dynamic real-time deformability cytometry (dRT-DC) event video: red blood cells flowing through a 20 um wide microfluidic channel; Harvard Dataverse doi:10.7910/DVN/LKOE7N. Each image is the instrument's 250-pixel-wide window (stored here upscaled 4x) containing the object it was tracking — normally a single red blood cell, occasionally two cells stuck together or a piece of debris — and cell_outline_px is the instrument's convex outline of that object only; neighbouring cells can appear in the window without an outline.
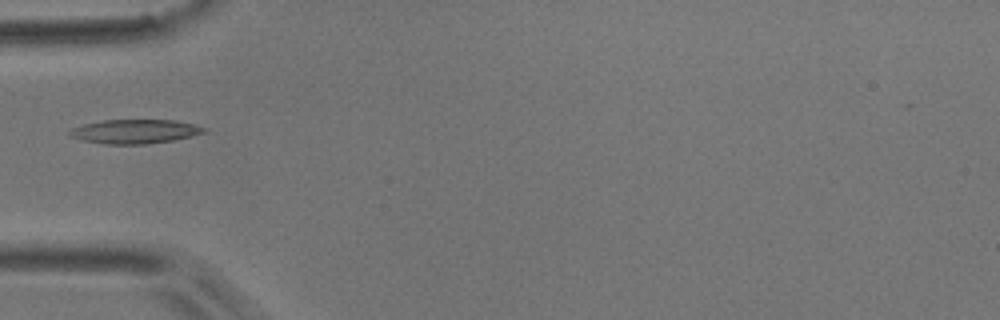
{"species": "common noctule bat (a hibernating species)", "species_latin": "Nyctalus noctula", "temperature_condition": "room temperature", "stored_images_in_passage": 37, "camera_frame_rate_fps": 3000, "um_per_image_px": 0.085, "animal": {"sex": "male", "body_mass_g": 17.9}, "frame": {"image": 1, "passage_image": 1, "time_ms": 0.0, "image_size_px": [1000, 320], "cell_outline_px": [[208, 132], [192, 136], [172, 140], [144, 144], [104, 144], [84, 140], [72, 136], [68, 132], [72, 128], [84, 124], [104, 120], [172, 120], [192, 124], [208, 128]], "centroid_in_image_um": [11.51, 11.17], "position_along_channel_um": 73.5, "area_um2": 18.67}}
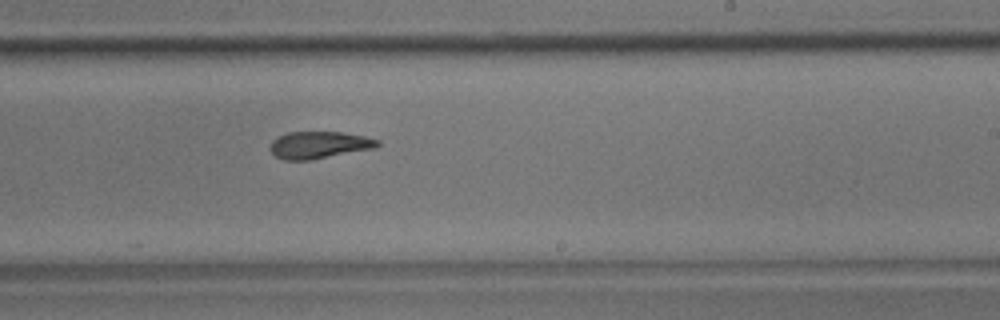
{"frame": {"image": 2, "passage_image": 16, "time_ms": 5.0, "image_size_px": [1000, 320], "cell_outline_px": [[380, 144], [376, 148], [308, 160], [284, 160], [276, 156], [268, 148], [272, 140], [288, 132], [340, 132], [364, 136], [380, 140]], "centroid_in_image_um": [27.12, 12.32], "position_along_channel_um": 261.9, "area_um2": 16.88}}
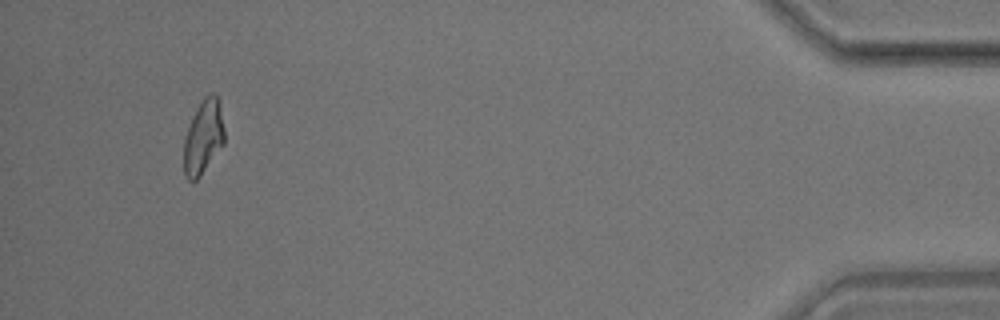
{"frame": {"image": 3, "passage_image": 34, "time_ms": 11.0, "image_size_px": [1000, 320], "cell_outline_px": [[224, 144], [200, 176], [192, 184], [184, 176], [184, 140], [188, 128], [204, 96], [212, 92], [216, 92], [220, 100], [224, 128]], "centroid_in_image_um": [17.31, 11.66], "position_along_channel_um": 417.9, "area_um2": 17.57}}